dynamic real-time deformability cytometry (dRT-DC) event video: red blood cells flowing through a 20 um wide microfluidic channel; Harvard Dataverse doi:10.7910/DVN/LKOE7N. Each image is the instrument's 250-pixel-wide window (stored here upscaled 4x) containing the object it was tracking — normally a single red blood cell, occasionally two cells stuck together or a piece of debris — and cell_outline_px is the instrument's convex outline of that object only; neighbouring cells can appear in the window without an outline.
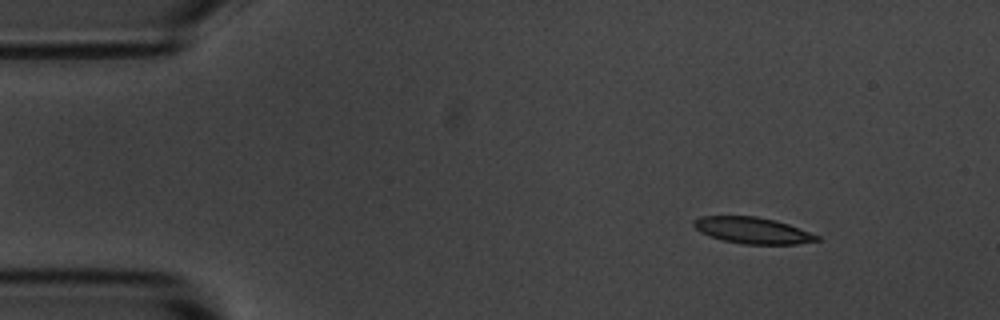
{"species": "common noctule bat (a hibernating species)", "species_latin": "Nyctalus noctula", "temperature_condition": "room temperature", "stored_images_in_passage": 5, "camera_frame_rate_fps": 3000, "um_per_image_px": 0.085, "animal": {"sex": "male", "body_mass_g": 20.1, "forearm_length_mm": 53.5}, "frame": {"image": 1, "passage_image": 1, "time_ms": 0.0, "image_size_px": [1000, 320], "cell_outline_px": [[820, 240], [796, 244], [744, 244], [724, 240], [708, 236], [700, 232], [692, 224], [692, 220], [700, 216], [756, 216], [776, 220], [788, 224], [820, 236]], "centroid_in_image_um": [63.94, 19.58], "position_along_channel_um": 21.1, "area_um2": 18.9}}
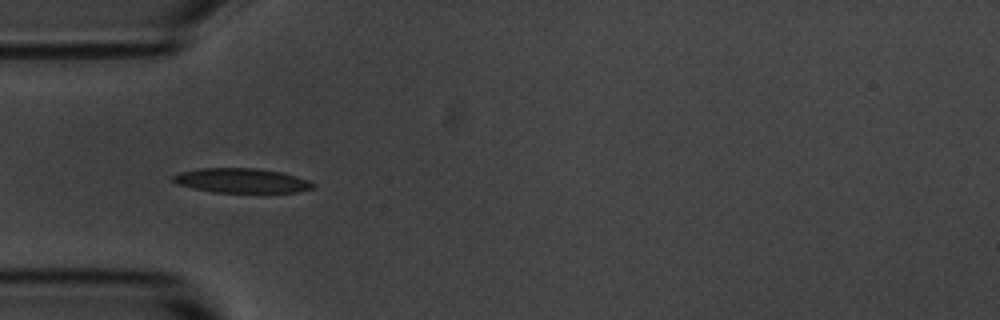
{"frame": {"image": 2, "passage_image": 4, "time_ms": 3.333, "image_size_px": [1000, 320], "cell_outline_px": [[316, 188], [300, 192], [212, 192], [192, 188], [176, 184], [172, 180], [172, 176], [180, 172], [200, 168], [256, 168], [280, 172], [308, 180], [316, 184]], "centroid_in_image_um": [20.53, 15.35], "position_along_channel_um": 64.5, "area_um2": 20.06}}